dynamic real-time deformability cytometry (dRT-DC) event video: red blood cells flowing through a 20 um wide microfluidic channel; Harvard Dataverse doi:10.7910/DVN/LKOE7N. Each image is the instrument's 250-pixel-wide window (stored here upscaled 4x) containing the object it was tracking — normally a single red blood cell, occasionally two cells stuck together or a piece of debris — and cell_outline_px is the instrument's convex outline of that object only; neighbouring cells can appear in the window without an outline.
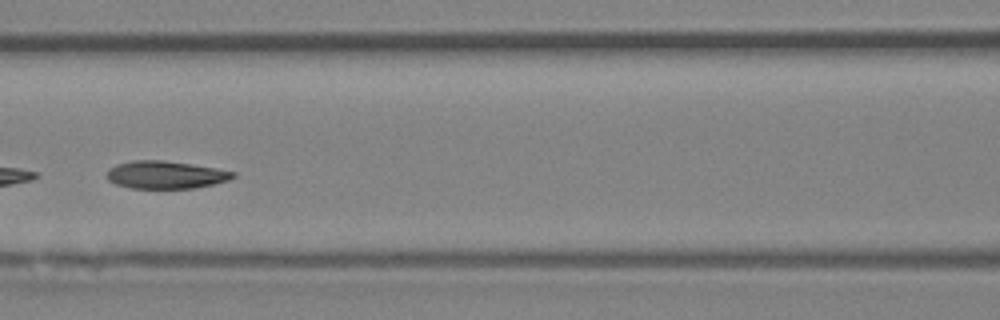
{"species": "Egyptian fruit bat (a non-hibernating species)", "species_latin": "Rousettus aegyptiacus", "temperature_condition": "room temperature", "stored_images_in_passage": 46, "camera_frame_rate_fps": 3000, "um_per_image_px": 0.085, "animal": {"sex": "female"}, "frame": {"image": 1, "passage_image": 20, "time_ms": 6.333, "image_size_px": [1000, 320], "cell_outline_px": [[236, 176], [228, 180], [212, 184], [192, 188], [128, 188], [116, 184], [108, 180], [108, 168], [116, 164], [132, 160], [160, 160], [216, 168], [236, 172]], "centroid_in_image_um": [14.05, 14.86], "position_along_channel_um": 152.6, "area_um2": 20.17}, "authors_computed_cell_mechanics": {"area_um2": 21.0392, "velocity_mm_per_s": 4.1388, "shape_relaxation_time_tau1_ms": 3.6301, "shape_relaxation_time_tau2_ms": 1.3135, "deformation_change_tau1": 0.1164, "deformation_change_tau2": 0.0515}}